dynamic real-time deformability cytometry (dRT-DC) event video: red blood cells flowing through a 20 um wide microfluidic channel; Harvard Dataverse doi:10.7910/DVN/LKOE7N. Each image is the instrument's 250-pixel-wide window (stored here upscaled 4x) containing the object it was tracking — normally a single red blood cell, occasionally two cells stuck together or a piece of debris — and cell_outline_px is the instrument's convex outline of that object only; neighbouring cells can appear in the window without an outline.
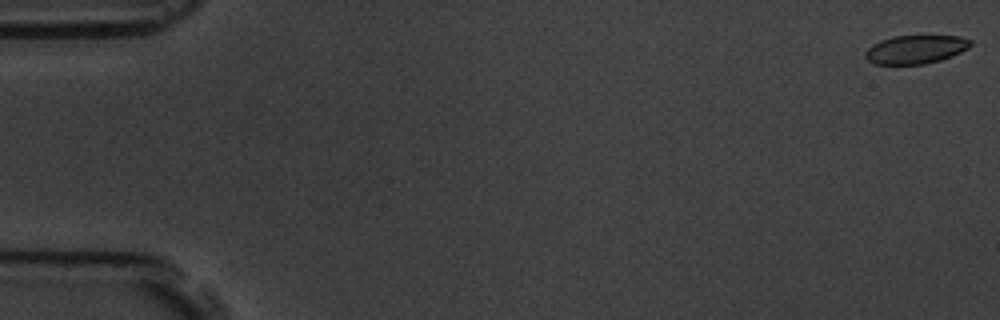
{"species": "common noctule bat (a hibernating species)", "species_latin": "Nyctalus noctula", "temperature_condition": "room temperature", "stored_images_in_passage": 7, "camera_frame_rate_fps": 3000, "um_per_image_px": 0.085, "animal": {"sex": "male", "body_mass_g": 19.5, "forearm_length_mm": 54.6}, "frame": {"image": 1, "passage_image": 1, "time_ms": 0.0, "image_size_px": [1000, 320], "cell_outline_px": [[972, 44], [968, 48], [952, 56], [940, 60], [924, 64], [876, 64], [868, 60], [864, 56], [864, 52], [872, 44], [880, 40], [892, 36], [960, 36], [972, 40]], "centroid_in_image_um": [77.82, 4.19], "position_along_channel_um": 7.2, "area_um2": 17.51}}
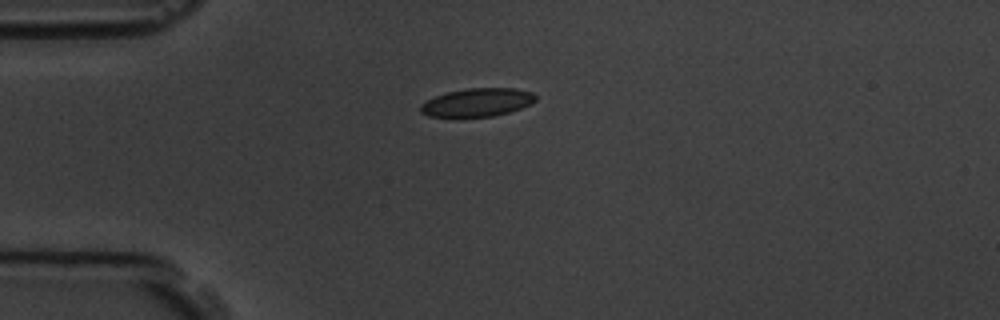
{"frame": {"image": 2, "passage_image": 5, "time_ms": 4.667, "image_size_px": [1000, 320], "cell_outline_px": [[536, 100], [520, 108], [508, 112], [492, 116], [460, 120], [456, 120], [428, 116], [420, 112], [420, 104], [436, 96], [448, 92], [468, 88], [516, 88], [532, 92], [536, 96]], "centroid_in_image_um": [40.49, 8.75], "position_along_channel_um": 44.5, "area_um2": 19.59}}
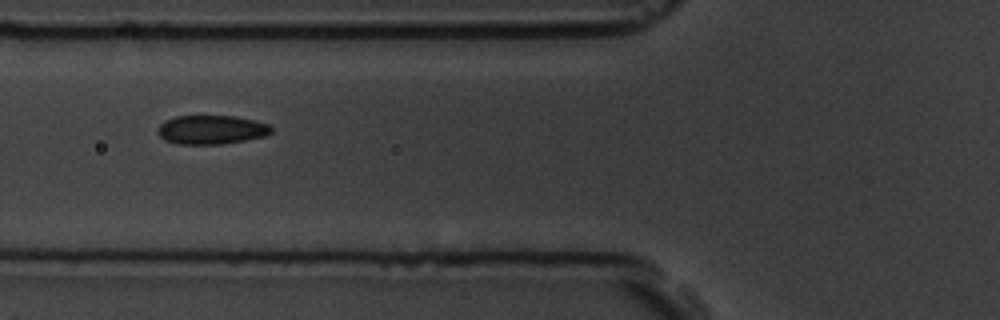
{"frame": {"image": 3, "passage_image": 7, "time_ms": 7.0, "image_size_px": [1000, 320], "cell_outline_px": [[272, 132], [264, 136], [224, 144], [176, 144], [164, 140], [156, 132], [156, 128], [164, 120], [176, 116], [236, 116], [268, 124], [272, 128]], "centroid_in_image_um": [17.91, 11.03], "position_along_channel_um": 107.9, "area_um2": 19.25}}